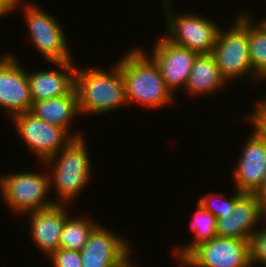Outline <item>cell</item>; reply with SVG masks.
Instances as JSON below:
<instances>
[{
	"instance_id": "24",
	"label": "cell",
	"mask_w": 266,
	"mask_h": 267,
	"mask_svg": "<svg viewBox=\"0 0 266 267\" xmlns=\"http://www.w3.org/2000/svg\"><path fill=\"white\" fill-rule=\"evenodd\" d=\"M266 223L259 227L250 238V262L253 267L262 264L266 267Z\"/></svg>"
},
{
	"instance_id": "2",
	"label": "cell",
	"mask_w": 266,
	"mask_h": 267,
	"mask_svg": "<svg viewBox=\"0 0 266 267\" xmlns=\"http://www.w3.org/2000/svg\"><path fill=\"white\" fill-rule=\"evenodd\" d=\"M108 71L99 67H79L76 65L74 89L77 95L80 116L98 115L128 106L125 82L116 63Z\"/></svg>"
},
{
	"instance_id": "23",
	"label": "cell",
	"mask_w": 266,
	"mask_h": 267,
	"mask_svg": "<svg viewBox=\"0 0 266 267\" xmlns=\"http://www.w3.org/2000/svg\"><path fill=\"white\" fill-rule=\"evenodd\" d=\"M262 99V100H261ZM256 107L253 111L246 114L245 118L248 125H252L251 129L260 139L266 141V96L257 100Z\"/></svg>"
},
{
	"instance_id": "26",
	"label": "cell",
	"mask_w": 266,
	"mask_h": 267,
	"mask_svg": "<svg viewBox=\"0 0 266 267\" xmlns=\"http://www.w3.org/2000/svg\"><path fill=\"white\" fill-rule=\"evenodd\" d=\"M254 194L261 202L262 207L266 210V172H265V175L263 177L261 186Z\"/></svg>"
},
{
	"instance_id": "21",
	"label": "cell",
	"mask_w": 266,
	"mask_h": 267,
	"mask_svg": "<svg viewBox=\"0 0 266 267\" xmlns=\"http://www.w3.org/2000/svg\"><path fill=\"white\" fill-rule=\"evenodd\" d=\"M90 217L71 216L67 218L60 235L59 247L74 251H81L88 241L89 235L99 225Z\"/></svg>"
},
{
	"instance_id": "3",
	"label": "cell",
	"mask_w": 266,
	"mask_h": 267,
	"mask_svg": "<svg viewBox=\"0 0 266 267\" xmlns=\"http://www.w3.org/2000/svg\"><path fill=\"white\" fill-rule=\"evenodd\" d=\"M87 149L86 137L74 138L43 162L49 169L51 189L54 187L56 191V204L71 205L91 180L92 160Z\"/></svg>"
},
{
	"instance_id": "22",
	"label": "cell",
	"mask_w": 266,
	"mask_h": 267,
	"mask_svg": "<svg viewBox=\"0 0 266 267\" xmlns=\"http://www.w3.org/2000/svg\"><path fill=\"white\" fill-rule=\"evenodd\" d=\"M235 193V194H234ZM241 191L235 189L233 196L227 198L223 193L207 194L205 197H200L197 201L207 211H210L216 218H225L230 213H233L237 200L243 195ZM219 195V196H218ZM220 201H218V199ZM220 202V203H219Z\"/></svg>"
},
{
	"instance_id": "25",
	"label": "cell",
	"mask_w": 266,
	"mask_h": 267,
	"mask_svg": "<svg viewBox=\"0 0 266 267\" xmlns=\"http://www.w3.org/2000/svg\"><path fill=\"white\" fill-rule=\"evenodd\" d=\"M53 267H82L80 251L58 248L48 257Z\"/></svg>"
},
{
	"instance_id": "28",
	"label": "cell",
	"mask_w": 266,
	"mask_h": 267,
	"mask_svg": "<svg viewBox=\"0 0 266 267\" xmlns=\"http://www.w3.org/2000/svg\"><path fill=\"white\" fill-rule=\"evenodd\" d=\"M175 260H177L176 262H178L181 267H196L187 257Z\"/></svg>"
},
{
	"instance_id": "10",
	"label": "cell",
	"mask_w": 266,
	"mask_h": 267,
	"mask_svg": "<svg viewBox=\"0 0 266 267\" xmlns=\"http://www.w3.org/2000/svg\"><path fill=\"white\" fill-rule=\"evenodd\" d=\"M17 56L7 52L0 55V107L9 116L31 111L32 98L27 71Z\"/></svg>"
},
{
	"instance_id": "27",
	"label": "cell",
	"mask_w": 266,
	"mask_h": 267,
	"mask_svg": "<svg viewBox=\"0 0 266 267\" xmlns=\"http://www.w3.org/2000/svg\"><path fill=\"white\" fill-rule=\"evenodd\" d=\"M15 0H0V19L13 13V4Z\"/></svg>"
},
{
	"instance_id": "12",
	"label": "cell",
	"mask_w": 266,
	"mask_h": 267,
	"mask_svg": "<svg viewBox=\"0 0 266 267\" xmlns=\"http://www.w3.org/2000/svg\"><path fill=\"white\" fill-rule=\"evenodd\" d=\"M155 42L152 52L146 54L159 67L167 88L174 95L178 88H185L198 53L173 44L163 34Z\"/></svg>"
},
{
	"instance_id": "5",
	"label": "cell",
	"mask_w": 266,
	"mask_h": 267,
	"mask_svg": "<svg viewBox=\"0 0 266 267\" xmlns=\"http://www.w3.org/2000/svg\"><path fill=\"white\" fill-rule=\"evenodd\" d=\"M26 169L0 175V195L11 212L22 215L56 205L55 200L48 196L53 191L48 169L42 173Z\"/></svg>"
},
{
	"instance_id": "13",
	"label": "cell",
	"mask_w": 266,
	"mask_h": 267,
	"mask_svg": "<svg viewBox=\"0 0 266 267\" xmlns=\"http://www.w3.org/2000/svg\"><path fill=\"white\" fill-rule=\"evenodd\" d=\"M262 219L266 220V210L259 199L255 194L244 193L237 200L233 213L225 218H217L216 234L218 237L250 241Z\"/></svg>"
},
{
	"instance_id": "15",
	"label": "cell",
	"mask_w": 266,
	"mask_h": 267,
	"mask_svg": "<svg viewBox=\"0 0 266 267\" xmlns=\"http://www.w3.org/2000/svg\"><path fill=\"white\" fill-rule=\"evenodd\" d=\"M68 204H56L51 208L31 211L29 215V230L32 241L46 257L59 248L60 235L70 213Z\"/></svg>"
},
{
	"instance_id": "20",
	"label": "cell",
	"mask_w": 266,
	"mask_h": 267,
	"mask_svg": "<svg viewBox=\"0 0 266 267\" xmlns=\"http://www.w3.org/2000/svg\"><path fill=\"white\" fill-rule=\"evenodd\" d=\"M248 12V41L251 67L254 74L266 83V20L255 22ZM252 17V18H251Z\"/></svg>"
},
{
	"instance_id": "16",
	"label": "cell",
	"mask_w": 266,
	"mask_h": 267,
	"mask_svg": "<svg viewBox=\"0 0 266 267\" xmlns=\"http://www.w3.org/2000/svg\"><path fill=\"white\" fill-rule=\"evenodd\" d=\"M50 65L56 69L27 72L33 102L65 96L74 89L76 63L72 60Z\"/></svg>"
},
{
	"instance_id": "6",
	"label": "cell",
	"mask_w": 266,
	"mask_h": 267,
	"mask_svg": "<svg viewBox=\"0 0 266 267\" xmlns=\"http://www.w3.org/2000/svg\"><path fill=\"white\" fill-rule=\"evenodd\" d=\"M22 1L24 2V0L14 1L13 11L15 12L19 7L23 10L22 15L25 14L24 18L29 31L28 40L34 48L48 63L72 61L66 33L57 19L37 4Z\"/></svg>"
},
{
	"instance_id": "8",
	"label": "cell",
	"mask_w": 266,
	"mask_h": 267,
	"mask_svg": "<svg viewBox=\"0 0 266 267\" xmlns=\"http://www.w3.org/2000/svg\"><path fill=\"white\" fill-rule=\"evenodd\" d=\"M9 118L22 141L34 156L42 160L41 163L56 155L74 138L83 137L78 130L70 134L65 128L45 122L30 111L15 114Z\"/></svg>"
},
{
	"instance_id": "14",
	"label": "cell",
	"mask_w": 266,
	"mask_h": 267,
	"mask_svg": "<svg viewBox=\"0 0 266 267\" xmlns=\"http://www.w3.org/2000/svg\"><path fill=\"white\" fill-rule=\"evenodd\" d=\"M245 143L232 170L234 189L254 194L261 186L266 172V141L252 131Z\"/></svg>"
},
{
	"instance_id": "17",
	"label": "cell",
	"mask_w": 266,
	"mask_h": 267,
	"mask_svg": "<svg viewBox=\"0 0 266 267\" xmlns=\"http://www.w3.org/2000/svg\"><path fill=\"white\" fill-rule=\"evenodd\" d=\"M224 86H228V82L222 77L212 53L198 54L184 88L187 94L195 97L214 95Z\"/></svg>"
},
{
	"instance_id": "1",
	"label": "cell",
	"mask_w": 266,
	"mask_h": 267,
	"mask_svg": "<svg viewBox=\"0 0 266 267\" xmlns=\"http://www.w3.org/2000/svg\"><path fill=\"white\" fill-rule=\"evenodd\" d=\"M143 50L135 47L117 62L125 82L128 106L137 104L149 111L170 106L176 95L167 88L159 67Z\"/></svg>"
},
{
	"instance_id": "9",
	"label": "cell",
	"mask_w": 266,
	"mask_h": 267,
	"mask_svg": "<svg viewBox=\"0 0 266 267\" xmlns=\"http://www.w3.org/2000/svg\"><path fill=\"white\" fill-rule=\"evenodd\" d=\"M100 223L81 249L82 267H129L132 245Z\"/></svg>"
},
{
	"instance_id": "19",
	"label": "cell",
	"mask_w": 266,
	"mask_h": 267,
	"mask_svg": "<svg viewBox=\"0 0 266 267\" xmlns=\"http://www.w3.org/2000/svg\"><path fill=\"white\" fill-rule=\"evenodd\" d=\"M195 210L190 222V230H192V233L194 232V239L186 245L183 244L180 247L174 246L172 252H174L173 258L175 259L186 257L196 246L217 236V218L198 203Z\"/></svg>"
},
{
	"instance_id": "18",
	"label": "cell",
	"mask_w": 266,
	"mask_h": 267,
	"mask_svg": "<svg viewBox=\"0 0 266 267\" xmlns=\"http://www.w3.org/2000/svg\"><path fill=\"white\" fill-rule=\"evenodd\" d=\"M30 112L45 122L65 128L70 133L71 121L80 116L75 89L65 96L33 102Z\"/></svg>"
},
{
	"instance_id": "29",
	"label": "cell",
	"mask_w": 266,
	"mask_h": 267,
	"mask_svg": "<svg viewBox=\"0 0 266 267\" xmlns=\"http://www.w3.org/2000/svg\"><path fill=\"white\" fill-rule=\"evenodd\" d=\"M169 2H173L172 0H161V5L164 3H169Z\"/></svg>"
},
{
	"instance_id": "4",
	"label": "cell",
	"mask_w": 266,
	"mask_h": 267,
	"mask_svg": "<svg viewBox=\"0 0 266 267\" xmlns=\"http://www.w3.org/2000/svg\"><path fill=\"white\" fill-rule=\"evenodd\" d=\"M212 55L222 77L228 83L242 80V77L247 76H250L251 81L259 83L260 79L254 74L251 67L248 10L237 13L229 28L219 29Z\"/></svg>"
},
{
	"instance_id": "7",
	"label": "cell",
	"mask_w": 266,
	"mask_h": 267,
	"mask_svg": "<svg viewBox=\"0 0 266 267\" xmlns=\"http://www.w3.org/2000/svg\"><path fill=\"white\" fill-rule=\"evenodd\" d=\"M172 2L164 3L167 31L164 37L175 45L198 54L212 53L221 25L210 17L196 13L175 14ZM173 9V10H172Z\"/></svg>"
},
{
	"instance_id": "11",
	"label": "cell",
	"mask_w": 266,
	"mask_h": 267,
	"mask_svg": "<svg viewBox=\"0 0 266 267\" xmlns=\"http://www.w3.org/2000/svg\"><path fill=\"white\" fill-rule=\"evenodd\" d=\"M196 267H252L250 242L215 236L186 256Z\"/></svg>"
}]
</instances>
